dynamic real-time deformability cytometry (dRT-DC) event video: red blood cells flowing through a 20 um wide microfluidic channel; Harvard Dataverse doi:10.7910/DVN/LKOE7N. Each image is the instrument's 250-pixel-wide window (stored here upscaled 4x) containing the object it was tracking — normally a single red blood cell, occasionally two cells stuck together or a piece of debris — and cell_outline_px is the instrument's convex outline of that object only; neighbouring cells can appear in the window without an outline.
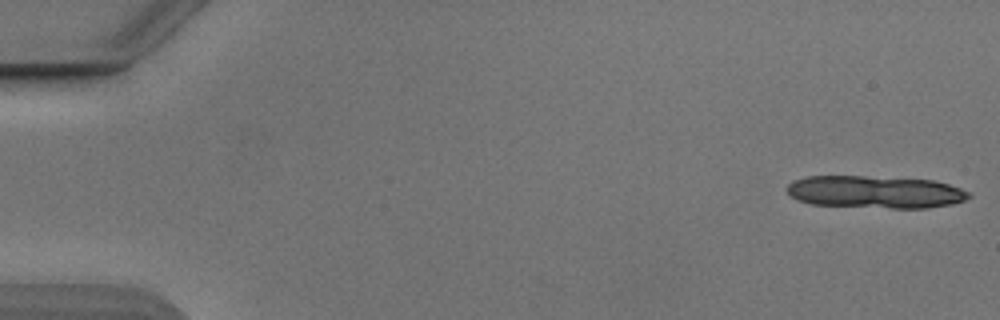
{"species": "Egyptian fruit bat (a non-hibernating species)", "species_latin": "Rousettus aegyptiacus", "temperature_condition": "cold", "stored_images_in_passage": 12, "camera_frame_rate_fps": 3000, "um_per_image_px": 0.085, "animal": {"sex": "male"}, "frame": {"image": 1, "passage_image": 1, "time_ms": 0.0, "image_size_px": [1000, 320], "cell_outline_px": [[972, 196], [964, 200], [952, 204], [928, 208], [892, 208], [812, 204], [796, 200], [788, 192], [788, 184], [792, 180], [808, 176], [864, 176], [932, 180], [948, 184], [972, 192]], "centroid_in_image_um": [74.41, 16.32], "position_along_channel_um": 10.6, "area_um2": 34.39}}